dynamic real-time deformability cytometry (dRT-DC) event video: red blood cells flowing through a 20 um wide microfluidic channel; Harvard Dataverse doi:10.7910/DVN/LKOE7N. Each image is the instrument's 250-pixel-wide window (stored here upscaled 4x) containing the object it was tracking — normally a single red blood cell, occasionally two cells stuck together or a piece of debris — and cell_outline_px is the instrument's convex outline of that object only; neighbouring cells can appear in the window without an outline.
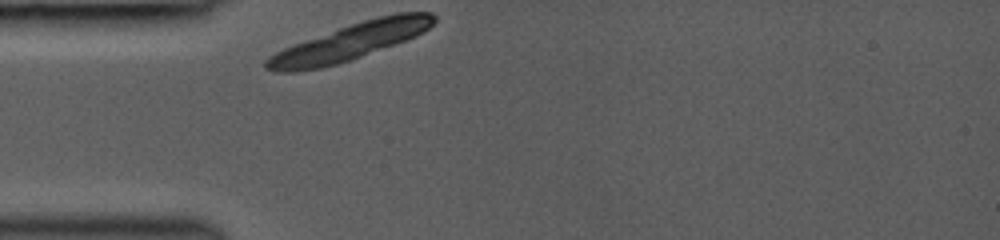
{"species": "common noctule bat (a hibernating species)", "species_latin": "Nyctalus noctula", "temperature_condition": "room temperature", "stored_images_in_passage": 27, "camera_frame_rate_fps": 3000, "um_per_image_px": 0.085, "animal": {"sex": "female", "body_mass_g": 19.0, "forearm_length_mm": 53.3}, "frame": {"image": 1, "passage_image": 1, "time_ms": 0.0, "image_size_px": [1000, 240], "cell_outline_px": [[436, 20], [428, 28], [416, 36], [360, 56], [336, 64], [320, 68], [296, 72], [280, 72], [264, 68], [264, 60], [268, 56], [284, 48], [340, 28], [376, 16], [396, 12], [432, 12], [436, 16]], "centroid_in_image_um": [29.75, 3.55], "position_along_channel_um": 55.3, "area_um2": 35.03}}